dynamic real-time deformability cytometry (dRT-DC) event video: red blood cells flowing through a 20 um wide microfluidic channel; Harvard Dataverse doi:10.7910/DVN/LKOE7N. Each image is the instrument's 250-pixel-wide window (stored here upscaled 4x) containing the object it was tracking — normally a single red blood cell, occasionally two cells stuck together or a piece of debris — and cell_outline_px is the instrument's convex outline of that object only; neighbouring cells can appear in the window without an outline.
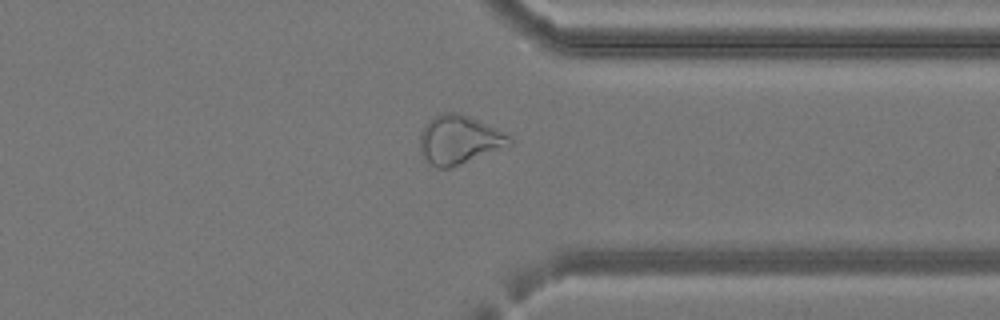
{"species": "common noctule bat (a hibernating species)", "species_latin": "Nyctalus noctula", "temperature_condition": "cold", "stored_images_in_passage": 34, "camera_frame_rate_fps": 3000, "um_per_image_px": 0.085, "animal": {"sex": "female", "body_mass_g": 24.6, "forearm_length_mm": 56.2}, "frame": {"image": 1, "passage_image": 25, "time_ms": 8.0, "image_size_px": [1000, 320], "cell_outline_px": [[516, 140], [508, 148], [448, 168], [436, 168], [420, 152], [420, 132], [424, 124], [432, 116], [444, 112], [456, 112], [468, 116], [508, 132]], "centroid_in_image_um": [39.1, 11.86], "position_along_channel_um": 372.3, "area_um2": 26.07}}